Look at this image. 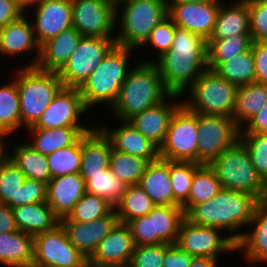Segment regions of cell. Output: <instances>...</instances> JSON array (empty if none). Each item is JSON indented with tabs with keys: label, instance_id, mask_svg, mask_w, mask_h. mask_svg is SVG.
<instances>
[{
	"label": "cell",
	"instance_id": "1",
	"mask_svg": "<svg viewBox=\"0 0 267 267\" xmlns=\"http://www.w3.org/2000/svg\"><path fill=\"white\" fill-rule=\"evenodd\" d=\"M164 87L171 94L183 96L185 91L208 68L207 41L200 35L176 28L172 47L155 60Z\"/></svg>",
	"mask_w": 267,
	"mask_h": 267
},
{
	"label": "cell",
	"instance_id": "2",
	"mask_svg": "<svg viewBox=\"0 0 267 267\" xmlns=\"http://www.w3.org/2000/svg\"><path fill=\"white\" fill-rule=\"evenodd\" d=\"M258 203L248 193L222 188L210 200L194 205L185 218L194 225L218 227L225 233L228 231V236L237 242L244 234L239 233V229L248 227Z\"/></svg>",
	"mask_w": 267,
	"mask_h": 267
},
{
	"label": "cell",
	"instance_id": "3",
	"mask_svg": "<svg viewBox=\"0 0 267 267\" xmlns=\"http://www.w3.org/2000/svg\"><path fill=\"white\" fill-rule=\"evenodd\" d=\"M170 94L155 63L139 62L130 68L110 111L117 120L128 121L134 115L158 105Z\"/></svg>",
	"mask_w": 267,
	"mask_h": 267
},
{
	"label": "cell",
	"instance_id": "4",
	"mask_svg": "<svg viewBox=\"0 0 267 267\" xmlns=\"http://www.w3.org/2000/svg\"><path fill=\"white\" fill-rule=\"evenodd\" d=\"M133 51L135 50L115 45L78 88L87 109L101 104L108 105L109 109L113 106L130 71L128 61Z\"/></svg>",
	"mask_w": 267,
	"mask_h": 267
},
{
	"label": "cell",
	"instance_id": "5",
	"mask_svg": "<svg viewBox=\"0 0 267 267\" xmlns=\"http://www.w3.org/2000/svg\"><path fill=\"white\" fill-rule=\"evenodd\" d=\"M167 16L166 0H126L116 8V45L134 50L143 47L152 29Z\"/></svg>",
	"mask_w": 267,
	"mask_h": 267
},
{
	"label": "cell",
	"instance_id": "6",
	"mask_svg": "<svg viewBox=\"0 0 267 267\" xmlns=\"http://www.w3.org/2000/svg\"><path fill=\"white\" fill-rule=\"evenodd\" d=\"M16 79L21 111V129L33 126L64 87L58 72L43 71L37 67H21Z\"/></svg>",
	"mask_w": 267,
	"mask_h": 267
},
{
	"label": "cell",
	"instance_id": "7",
	"mask_svg": "<svg viewBox=\"0 0 267 267\" xmlns=\"http://www.w3.org/2000/svg\"><path fill=\"white\" fill-rule=\"evenodd\" d=\"M209 166L214 170L222 188L248 193L259 202L265 201L264 181L258 175L249 152L240 139Z\"/></svg>",
	"mask_w": 267,
	"mask_h": 267
},
{
	"label": "cell",
	"instance_id": "8",
	"mask_svg": "<svg viewBox=\"0 0 267 267\" xmlns=\"http://www.w3.org/2000/svg\"><path fill=\"white\" fill-rule=\"evenodd\" d=\"M237 88L215 70L207 68L185 91L189 97L182 99V104L195 113L232 118Z\"/></svg>",
	"mask_w": 267,
	"mask_h": 267
},
{
	"label": "cell",
	"instance_id": "9",
	"mask_svg": "<svg viewBox=\"0 0 267 267\" xmlns=\"http://www.w3.org/2000/svg\"><path fill=\"white\" fill-rule=\"evenodd\" d=\"M159 158L169 161L198 163L197 113L181 104L170 119Z\"/></svg>",
	"mask_w": 267,
	"mask_h": 267
},
{
	"label": "cell",
	"instance_id": "10",
	"mask_svg": "<svg viewBox=\"0 0 267 267\" xmlns=\"http://www.w3.org/2000/svg\"><path fill=\"white\" fill-rule=\"evenodd\" d=\"M198 164L209 165L240 139L241 128L233 118L197 113Z\"/></svg>",
	"mask_w": 267,
	"mask_h": 267
},
{
	"label": "cell",
	"instance_id": "11",
	"mask_svg": "<svg viewBox=\"0 0 267 267\" xmlns=\"http://www.w3.org/2000/svg\"><path fill=\"white\" fill-rule=\"evenodd\" d=\"M116 45L115 38L83 36L58 72L64 87L79 88Z\"/></svg>",
	"mask_w": 267,
	"mask_h": 267
},
{
	"label": "cell",
	"instance_id": "12",
	"mask_svg": "<svg viewBox=\"0 0 267 267\" xmlns=\"http://www.w3.org/2000/svg\"><path fill=\"white\" fill-rule=\"evenodd\" d=\"M88 259L70 242L61 225L34 236L32 267H87Z\"/></svg>",
	"mask_w": 267,
	"mask_h": 267
},
{
	"label": "cell",
	"instance_id": "13",
	"mask_svg": "<svg viewBox=\"0 0 267 267\" xmlns=\"http://www.w3.org/2000/svg\"><path fill=\"white\" fill-rule=\"evenodd\" d=\"M221 233L224 231L218 227L194 225L184 218L180 223L175 245L194 257H210L219 261L218 258L223 253L236 252V242Z\"/></svg>",
	"mask_w": 267,
	"mask_h": 267
},
{
	"label": "cell",
	"instance_id": "14",
	"mask_svg": "<svg viewBox=\"0 0 267 267\" xmlns=\"http://www.w3.org/2000/svg\"><path fill=\"white\" fill-rule=\"evenodd\" d=\"M115 17L116 9L102 0H72V25L82 36L115 38Z\"/></svg>",
	"mask_w": 267,
	"mask_h": 267
},
{
	"label": "cell",
	"instance_id": "15",
	"mask_svg": "<svg viewBox=\"0 0 267 267\" xmlns=\"http://www.w3.org/2000/svg\"><path fill=\"white\" fill-rule=\"evenodd\" d=\"M87 110L78 88L63 87L39 120L29 128L94 127L80 122L81 115Z\"/></svg>",
	"mask_w": 267,
	"mask_h": 267
},
{
	"label": "cell",
	"instance_id": "16",
	"mask_svg": "<svg viewBox=\"0 0 267 267\" xmlns=\"http://www.w3.org/2000/svg\"><path fill=\"white\" fill-rule=\"evenodd\" d=\"M223 0L206 2H167L168 16L182 29L200 35L206 41L213 33L216 17Z\"/></svg>",
	"mask_w": 267,
	"mask_h": 267
},
{
	"label": "cell",
	"instance_id": "17",
	"mask_svg": "<svg viewBox=\"0 0 267 267\" xmlns=\"http://www.w3.org/2000/svg\"><path fill=\"white\" fill-rule=\"evenodd\" d=\"M34 6L35 20H32V24L40 47L62 31L73 27L72 0H45Z\"/></svg>",
	"mask_w": 267,
	"mask_h": 267
},
{
	"label": "cell",
	"instance_id": "18",
	"mask_svg": "<svg viewBox=\"0 0 267 267\" xmlns=\"http://www.w3.org/2000/svg\"><path fill=\"white\" fill-rule=\"evenodd\" d=\"M180 97L182 96L178 94H170L164 101L134 115L128 122L144 137L160 148L165 141L170 119L176 109L182 104V100L180 102L176 101Z\"/></svg>",
	"mask_w": 267,
	"mask_h": 267
},
{
	"label": "cell",
	"instance_id": "19",
	"mask_svg": "<svg viewBox=\"0 0 267 267\" xmlns=\"http://www.w3.org/2000/svg\"><path fill=\"white\" fill-rule=\"evenodd\" d=\"M60 223L66 230L70 242L89 259L99 243L119 223V218L113 209L108 215L90 223L78 221H60Z\"/></svg>",
	"mask_w": 267,
	"mask_h": 267
},
{
	"label": "cell",
	"instance_id": "20",
	"mask_svg": "<svg viewBox=\"0 0 267 267\" xmlns=\"http://www.w3.org/2000/svg\"><path fill=\"white\" fill-rule=\"evenodd\" d=\"M36 50V52H35ZM36 53L34 60L23 67H36L40 57V46L36 40L32 20L24 14L20 19L0 28V56L11 58ZM11 56V57H10Z\"/></svg>",
	"mask_w": 267,
	"mask_h": 267
},
{
	"label": "cell",
	"instance_id": "21",
	"mask_svg": "<svg viewBox=\"0 0 267 267\" xmlns=\"http://www.w3.org/2000/svg\"><path fill=\"white\" fill-rule=\"evenodd\" d=\"M134 247L129 226L119 222L99 243L96 251L88 259V263L99 266L128 267Z\"/></svg>",
	"mask_w": 267,
	"mask_h": 267
},
{
	"label": "cell",
	"instance_id": "22",
	"mask_svg": "<svg viewBox=\"0 0 267 267\" xmlns=\"http://www.w3.org/2000/svg\"><path fill=\"white\" fill-rule=\"evenodd\" d=\"M100 126L99 128L109 138L113 150L144 158L149 163L159 159V148L128 121L118 120L117 128L113 129L108 124Z\"/></svg>",
	"mask_w": 267,
	"mask_h": 267
},
{
	"label": "cell",
	"instance_id": "23",
	"mask_svg": "<svg viewBox=\"0 0 267 267\" xmlns=\"http://www.w3.org/2000/svg\"><path fill=\"white\" fill-rule=\"evenodd\" d=\"M85 193V181L79 173L57 176L47 184V203L61 220L68 216Z\"/></svg>",
	"mask_w": 267,
	"mask_h": 267
},
{
	"label": "cell",
	"instance_id": "24",
	"mask_svg": "<svg viewBox=\"0 0 267 267\" xmlns=\"http://www.w3.org/2000/svg\"><path fill=\"white\" fill-rule=\"evenodd\" d=\"M248 226L252 231L236 242V252L243 251L246 263H267V200L257 204Z\"/></svg>",
	"mask_w": 267,
	"mask_h": 267
},
{
	"label": "cell",
	"instance_id": "25",
	"mask_svg": "<svg viewBox=\"0 0 267 267\" xmlns=\"http://www.w3.org/2000/svg\"><path fill=\"white\" fill-rule=\"evenodd\" d=\"M112 150L109 138L97 125L85 133L81 137V177L84 179L88 174L101 173L109 168Z\"/></svg>",
	"mask_w": 267,
	"mask_h": 267
},
{
	"label": "cell",
	"instance_id": "26",
	"mask_svg": "<svg viewBox=\"0 0 267 267\" xmlns=\"http://www.w3.org/2000/svg\"><path fill=\"white\" fill-rule=\"evenodd\" d=\"M83 36L74 28L62 31L40 47V57L37 68L43 71L59 72Z\"/></svg>",
	"mask_w": 267,
	"mask_h": 267
},
{
	"label": "cell",
	"instance_id": "27",
	"mask_svg": "<svg viewBox=\"0 0 267 267\" xmlns=\"http://www.w3.org/2000/svg\"><path fill=\"white\" fill-rule=\"evenodd\" d=\"M93 127H61L52 129L27 128L28 136L32 139L28 144L43 155L75 144L85 133ZM31 134V135H30Z\"/></svg>",
	"mask_w": 267,
	"mask_h": 267
},
{
	"label": "cell",
	"instance_id": "28",
	"mask_svg": "<svg viewBox=\"0 0 267 267\" xmlns=\"http://www.w3.org/2000/svg\"><path fill=\"white\" fill-rule=\"evenodd\" d=\"M138 185L150 196L155 205L180 206L174 200L170 184L169 160L150 162Z\"/></svg>",
	"mask_w": 267,
	"mask_h": 267
},
{
	"label": "cell",
	"instance_id": "29",
	"mask_svg": "<svg viewBox=\"0 0 267 267\" xmlns=\"http://www.w3.org/2000/svg\"><path fill=\"white\" fill-rule=\"evenodd\" d=\"M33 262V235L20 230L0 233V264L3 267H32Z\"/></svg>",
	"mask_w": 267,
	"mask_h": 267
},
{
	"label": "cell",
	"instance_id": "30",
	"mask_svg": "<svg viewBox=\"0 0 267 267\" xmlns=\"http://www.w3.org/2000/svg\"><path fill=\"white\" fill-rule=\"evenodd\" d=\"M220 4L215 27L209 39H224L232 35L250 34V14L246 1ZM232 4V5H231Z\"/></svg>",
	"mask_w": 267,
	"mask_h": 267
},
{
	"label": "cell",
	"instance_id": "31",
	"mask_svg": "<svg viewBox=\"0 0 267 267\" xmlns=\"http://www.w3.org/2000/svg\"><path fill=\"white\" fill-rule=\"evenodd\" d=\"M18 230L36 236L54 229L60 219L47 202L26 204L12 208Z\"/></svg>",
	"mask_w": 267,
	"mask_h": 267
},
{
	"label": "cell",
	"instance_id": "32",
	"mask_svg": "<svg viewBox=\"0 0 267 267\" xmlns=\"http://www.w3.org/2000/svg\"><path fill=\"white\" fill-rule=\"evenodd\" d=\"M267 103V85L252 82L239 86L235 96L232 118L241 128L256 115Z\"/></svg>",
	"mask_w": 267,
	"mask_h": 267
},
{
	"label": "cell",
	"instance_id": "33",
	"mask_svg": "<svg viewBox=\"0 0 267 267\" xmlns=\"http://www.w3.org/2000/svg\"><path fill=\"white\" fill-rule=\"evenodd\" d=\"M11 159L21 169L26 178L48 184L52 179L47 156L36 151L25 141L14 144Z\"/></svg>",
	"mask_w": 267,
	"mask_h": 267
},
{
	"label": "cell",
	"instance_id": "34",
	"mask_svg": "<svg viewBox=\"0 0 267 267\" xmlns=\"http://www.w3.org/2000/svg\"><path fill=\"white\" fill-rule=\"evenodd\" d=\"M253 39L251 34L232 35L224 39H209L207 41V64L214 69L220 62L251 49Z\"/></svg>",
	"mask_w": 267,
	"mask_h": 267
},
{
	"label": "cell",
	"instance_id": "35",
	"mask_svg": "<svg viewBox=\"0 0 267 267\" xmlns=\"http://www.w3.org/2000/svg\"><path fill=\"white\" fill-rule=\"evenodd\" d=\"M156 205L150 196L138 185L126 186L121 199L114 206L120 223L148 215Z\"/></svg>",
	"mask_w": 267,
	"mask_h": 267
},
{
	"label": "cell",
	"instance_id": "36",
	"mask_svg": "<svg viewBox=\"0 0 267 267\" xmlns=\"http://www.w3.org/2000/svg\"><path fill=\"white\" fill-rule=\"evenodd\" d=\"M213 70L237 87L256 82L252 49L220 62Z\"/></svg>",
	"mask_w": 267,
	"mask_h": 267
},
{
	"label": "cell",
	"instance_id": "37",
	"mask_svg": "<svg viewBox=\"0 0 267 267\" xmlns=\"http://www.w3.org/2000/svg\"><path fill=\"white\" fill-rule=\"evenodd\" d=\"M148 216H153L154 235H159L168 244H175L180 223L185 218L183 208L156 205Z\"/></svg>",
	"mask_w": 267,
	"mask_h": 267
},
{
	"label": "cell",
	"instance_id": "38",
	"mask_svg": "<svg viewBox=\"0 0 267 267\" xmlns=\"http://www.w3.org/2000/svg\"><path fill=\"white\" fill-rule=\"evenodd\" d=\"M14 79V80H12ZM0 129L14 135L21 129V111L16 79L0 85Z\"/></svg>",
	"mask_w": 267,
	"mask_h": 267
},
{
	"label": "cell",
	"instance_id": "39",
	"mask_svg": "<svg viewBox=\"0 0 267 267\" xmlns=\"http://www.w3.org/2000/svg\"><path fill=\"white\" fill-rule=\"evenodd\" d=\"M201 165L195 162L169 161L170 184L174 200L183 208L184 214L188 212V196L195 171Z\"/></svg>",
	"mask_w": 267,
	"mask_h": 267
},
{
	"label": "cell",
	"instance_id": "40",
	"mask_svg": "<svg viewBox=\"0 0 267 267\" xmlns=\"http://www.w3.org/2000/svg\"><path fill=\"white\" fill-rule=\"evenodd\" d=\"M84 181L86 193L100 196L113 206L118 203L126 189V184L120 181L110 168L101 173L88 174Z\"/></svg>",
	"mask_w": 267,
	"mask_h": 267
},
{
	"label": "cell",
	"instance_id": "41",
	"mask_svg": "<svg viewBox=\"0 0 267 267\" xmlns=\"http://www.w3.org/2000/svg\"><path fill=\"white\" fill-rule=\"evenodd\" d=\"M149 162L141 157L112 150L109 168L126 186L140 182Z\"/></svg>",
	"mask_w": 267,
	"mask_h": 267
},
{
	"label": "cell",
	"instance_id": "42",
	"mask_svg": "<svg viewBox=\"0 0 267 267\" xmlns=\"http://www.w3.org/2000/svg\"><path fill=\"white\" fill-rule=\"evenodd\" d=\"M222 189L214 170L202 164L196 171L192 180L188 196V211L196 204L210 200Z\"/></svg>",
	"mask_w": 267,
	"mask_h": 267
},
{
	"label": "cell",
	"instance_id": "43",
	"mask_svg": "<svg viewBox=\"0 0 267 267\" xmlns=\"http://www.w3.org/2000/svg\"><path fill=\"white\" fill-rule=\"evenodd\" d=\"M113 209L114 206L106 199L94 194L85 193L84 196L76 203L68 216L60 221L90 223L95 219L108 215Z\"/></svg>",
	"mask_w": 267,
	"mask_h": 267
},
{
	"label": "cell",
	"instance_id": "44",
	"mask_svg": "<svg viewBox=\"0 0 267 267\" xmlns=\"http://www.w3.org/2000/svg\"><path fill=\"white\" fill-rule=\"evenodd\" d=\"M81 138L73 145L64 147L47 155L52 178L79 173L81 168Z\"/></svg>",
	"mask_w": 267,
	"mask_h": 267
},
{
	"label": "cell",
	"instance_id": "45",
	"mask_svg": "<svg viewBox=\"0 0 267 267\" xmlns=\"http://www.w3.org/2000/svg\"><path fill=\"white\" fill-rule=\"evenodd\" d=\"M26 176L10 159L0 168V204L11 208L18 207V193Z\"/></svg>",
	"mask_w": 267,
	"mask_h": 267
},
{
	"label": "cell",
	"instance_id": "46",
	"mask_svg": "<svg viewBox=\"0 0 267 267\" xmlns=\"http://www.w3.org/2000/svg\"><path fill=\"white\" fill-rule=\"evenodd\" d=\"M251 161L263 181L267 179V133L240 134Z\"/></svg>",
	"mask_w": 267,
	"mask_h": 267
},
{
	"label": "cell",
	"instance_id": "47",
	"mask_svg": "<svg viewBox=\"0 0 267 267\" xmlns=\"http://www.w3.org/2000/svg\"><path fill=\"white\" fill-rule=\"evenodd\" d=\"M176 28L177 26L173 23L172 19L167 16L152 29L150 36L143 46L150 45L155 48L154 51L157 53L155 60L172 47Z\"/></svg>",
	"mask_w": 267,
	"mask_h": 267
},
{
	"label": "cell",
	"instance_id": "48",
	"mask_svg": "<svg viewBox=\"0 0 267 267\" xmlns=\"http://www.w3.org/2000/svg\"><path fill=\"white\" fill-rule=\"evenodd\" d=\"M135 246L166 243L159 235H154L153 216H142L127 223Z\"/></svg>",
	"mask_w": 267,
	"mask_h": 267
},
{
	"label": "cell",
	"instance_id": "49",
	"mask_svg": "<svg viewBox=\"0 0 267 267\" xmlns=\"http://www.w3.org/2000/svg\"><path fill=\"white\" fill-rule=\"evenodd\" d=\"M165 243L135 246L128 267H163Z\"/></svg>",
	"mask_w": 267,
	"mask_h": 267
},
{
	"label": "cell",
	"instance_id": "50",
	"mask_svg": "<svg viewBox=\"0 0 267 267\" xmlns=\"http://www.w3.org/2000/svg\"><path fill=\"white\" fill-rule=\"evenodd\" d=\"M250 14L253 41L267 42V0H246Z\"/></svg>",
	"mask_w": 267,
	"mask_h": 267
},
{
	"label": "cell",
	"instance_id": "51",
	"mask_svg": "<svg viewBox=\"0 0 267 267\" xmlns=\"http://www.w3.org/2000/svg\"><path fill=\"white\" fill-rule=\"evenodd\" d=\"M47 202V184L26 178L18 193V206Z\"/></svg>",
	"mask_w": 267,
	"mask_h": 267
},
{
	"label": "cell",
	"instance_id": "52",
	"mask_svg": "<svg viewBox=\"0 0 267 267\" xmlns=\"http://www.w3.org/2000/svg\"><path fill=\"white\" fill-rule=\"evenodd\" d=\"M251 49L255 64L256 82L267 85V42L253 41Z\"/></svg>",
	"mask_w": 267,
	"mask_h": 267
},
{
	"label": "cell",
	"instance_id": "53",
	"mask_svg": "<svg viewBox=\"0 0 267 267\" xmlns=\"http://www.w3.org/2000/svg\"><path fill=\"white\" fill-rule=\"evenodd\" d=\"M193 257V255L181 250L177 245L165 243L163 267H189Z\"/></svg>",
	"mask_w": 267,
	"mask_h": 267
},
{
	"label": "cell",
	"instance_id": "54",
	"mask_svg": "<svg viewBox=\"0 0 267 267\" xmlns=\"http://www.w3.org/2000/svg\"><path fill=\"white\" fill-rule=\"evenodd\" d=\"M26 12L15 0H0V28L20 19Z\"/></svg>",
	"mask_w": 267,
	"mask_h": 267
},
{
	"label": "cell",
	"instance_id": "55",
	"mask_svg": "<svg viewBox=\"0 0 267 267\" xmlns=\"http://www.w3.org/2000/svg\"><path fill=\"white\" fill-rule=\"evenodd\" d=\"M267 133V103L266 105L242 127L240 134Z\"/></svg>",
	"mask_w": 267,
	"mask_h": 267
},
{
	"label": "cell",
	"instance_id": "56",
	"mask_svg": "<svg viewBox=\"0 0 267 267\" xmlns=\"http://www.w3.org/2000/svg\"><path fill=\"white\" fill-rule=\"evenodd\" d=\"M18 231L12 208L0 204V233H11Z\"/></svg>",
	"mask_w": 267,
	"mask_h": 267
},
{
	"label": "cell",
	"instance_id": "57",
	"mask_svg": "<svg viewBox=\"0 0 267 267\" xmlns=\"http://www.w3.org/2000/svg\"><path fill=\"white\" fill-rule=\"evenodd\" d=\"M9 135L11 137L12 133L0 129V168L11 159V152H8V149L5 148L7 142L5 139L6 137H9Z\"/></svg>",
	"mask_w": 267,
	"mask_h": 267
},
{
	"label": "cell",
	"instance_id": "58",
	"mask_svg": "<svg viewBox=\"0 0 267 267\" xmlns=\"http://www.w3.org/2000/svg\"><path fill=\"white\" fill-rule=\"evenodd\" d=\"M189 267H220L218 260L210 257H193V261Z\"/></svg>",
	"mask_w": 267,
	"mask_h": 267
},
{
	"label": "cell",
	"instance_id": "59",
	"mask_svg": "<svg viewBox=\"0 0 267 267\" xmlns=\"http://www.w3.org/2000/svg\"><path fill=\"white\" fill-rule=\"evenodd\" d=\"M25 12L28 10L30 7L32 8L34 5L44 2L45 0H15Z\"/></svg>",
	"mask_w": 267,
	"mask_h": 267
},
{
	"label": "cell",
	"instance_id": "60",
	"mask_svg": "<svg viewBox=\"0 0 267 267\" xmlns=\"http://www.w3.org/2000/svg\"><path fill=\"white\" fill-rule=\"evenodd\" d=\"M110 5H112L115 9L123 4L126 0H102Z\"/></svg>",
	"mask_w": 267,
	"mask_h": 267
},
{
	"label": "cell",
	"instance_id": "61",
	"mask_svg": "<svg viewBox=\"0 0 267 267\" xmlns=\"http://www.w3.org/2000/svg\"><path fill=\"white\" fill-rule=\"evenodd\" d=\"M167 2H189V3H197V2H206L212 0H166Z\"/></svg>",
	"mask_w": 267,
	"mask_h": 267
},
{
	"label": "cell",
	"instance_id": "62",
	"mask_svg": "<svg viewBox=\"0 0 267 267\" xmlns=\"http://www.w3.org/2000/svg\"><path fill=\"white\" fill-rule=\"evenodd\" d=\"M87 267H125V266H99V265H93V264H87Z\"/></svg>",
	"mask_w": 267,
	"mask_h": 267
},
{
	"label": "cell",
	"instance_id": "63",
	"mask_svg": "<svg viewBox=\"0 0 267 267\" xmlns=\"http://www.w3.org/2000/svg\"><path fill=\"white\" fill-rule=\"evenodd\" d=\"M265 186V200H267V179L264 181Z\"/></svg>",
	"mask_w": 267,
	"mask_h": 267
}]
</instances>
